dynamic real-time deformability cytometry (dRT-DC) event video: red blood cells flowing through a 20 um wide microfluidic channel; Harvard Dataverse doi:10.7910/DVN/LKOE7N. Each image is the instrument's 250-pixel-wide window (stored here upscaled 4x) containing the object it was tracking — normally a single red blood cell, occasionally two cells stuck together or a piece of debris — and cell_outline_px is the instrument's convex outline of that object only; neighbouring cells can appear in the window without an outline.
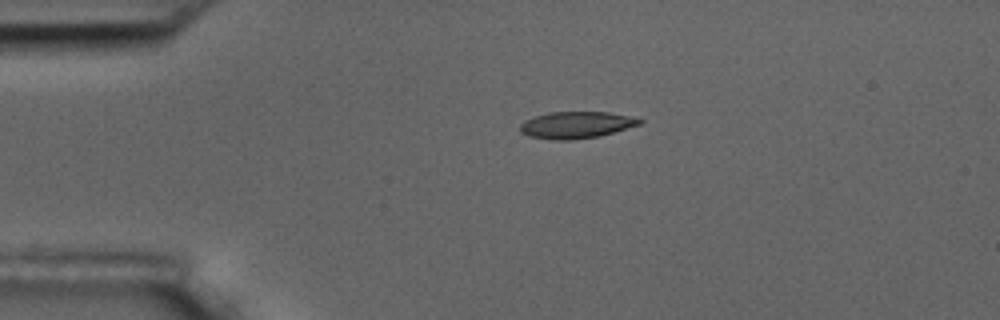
{"species": "common noctule bat (a hibernating species)", "species_latin": "Nyctalus noctula", "temperature_condition": "room temperature", "stored_images_in_passage": 9, "camera_frame_rate_fps": 3000, "um_per_image_px": 0.085, "animal": {"sex": "male", "body_mass_g": 17.5, "forearm_length_mm": 52.3}, "frame": {"image": 1, "passage_image": 3, "time_ms": 3.333, "image_size_px": [1000, 320], "cell_outline_px": [[644, 120], [640, 124], [600, 136], [568, 140], [556, 140], [528, 136], [520, 132], [520, 124], [524, 120], [548, 112], [608, 112], [628, 116]], "centroid_in_image_um": [48.94, 10.62], "position_along_channel_um": 36.1, "area_um2": 18.5}}
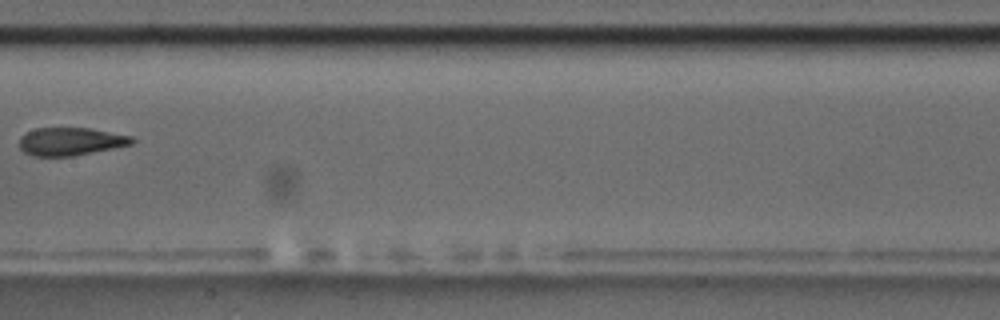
{"frame": {"image": 2, "passage_image": 8, "time_ms": 9.0, "image_size_px": [1000, 320], "cell_outline_px": [[136, 140], [132, 144], [72, 156], [32, 156], [24, 152], [20, 148], [20, 136], [36, 128], [88, 128], [132, 136]], "centroid_in_image_um": [5.99, 12.02], "position_along_channel_um": 201.4, "area_um2": 18.15}}
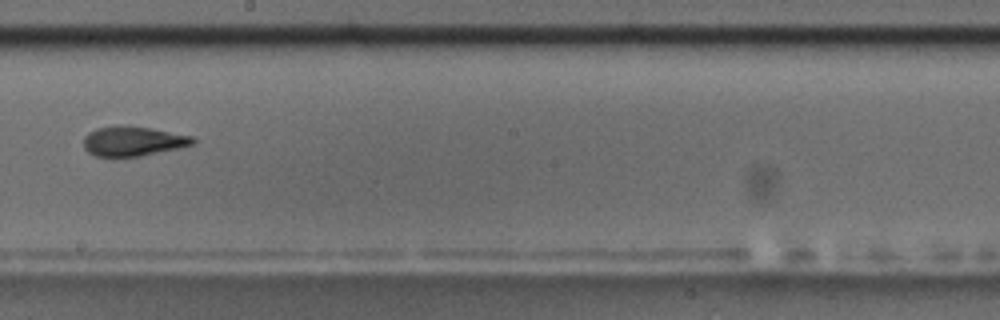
{"frame": {"image": 3, "passage_image": 9, "time_ms": 10.0, "image_size_px": [1000, 320], "cell_outline_px": [[196, 140], [192, 144], [180, 148], [140, 156], [96, 156], [88, 152], [84, 148], [84, 136], [88, 132], [96, 128], [120, 124], [124, 124], [148, 128], [192, 136]], "centroid_in_image_um": [11.27, 11.98], "position_along_channel_um": 236.9, "area_um2": 18.9}}